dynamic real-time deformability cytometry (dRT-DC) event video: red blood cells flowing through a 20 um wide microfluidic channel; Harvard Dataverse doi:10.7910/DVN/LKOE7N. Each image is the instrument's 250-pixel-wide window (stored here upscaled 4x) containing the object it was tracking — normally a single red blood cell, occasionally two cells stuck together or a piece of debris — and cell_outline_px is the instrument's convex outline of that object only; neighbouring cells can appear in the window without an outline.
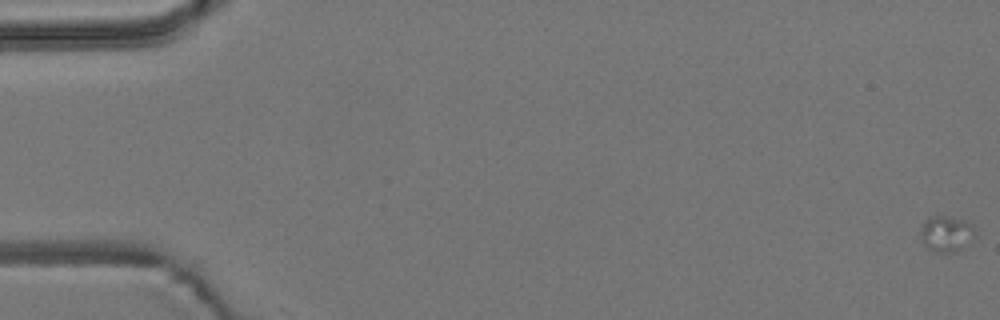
{"species": "common noctule bat (a hibernating species)", "species_latin": "Nyctalus noctula", "temperature_condition": "room temperature", "stored_images_in_passage": 4, "camera_frame_rate_fps": 3000, "um_per_image_px": 0.085, "animal": {"sex": "male", "body_mass_g": 19.2, "forearm_length_mm": 51.8}, "frame": {"image": 1, "passage_image": 1, "time_ms": 0.0, "image_size_px": [1000, 320], "cell_outline_px": [[976, 236], [956, 252], [932, 252], [924, 248], [920, 236], [920, 228], [924, 220], [928, 216], [944, 216], [968, 220], [976, 228]], "centroid_in_image_um": [80.42, 19.86], "position_along_channel_um": 4.6, "area_um2": 11.91}}